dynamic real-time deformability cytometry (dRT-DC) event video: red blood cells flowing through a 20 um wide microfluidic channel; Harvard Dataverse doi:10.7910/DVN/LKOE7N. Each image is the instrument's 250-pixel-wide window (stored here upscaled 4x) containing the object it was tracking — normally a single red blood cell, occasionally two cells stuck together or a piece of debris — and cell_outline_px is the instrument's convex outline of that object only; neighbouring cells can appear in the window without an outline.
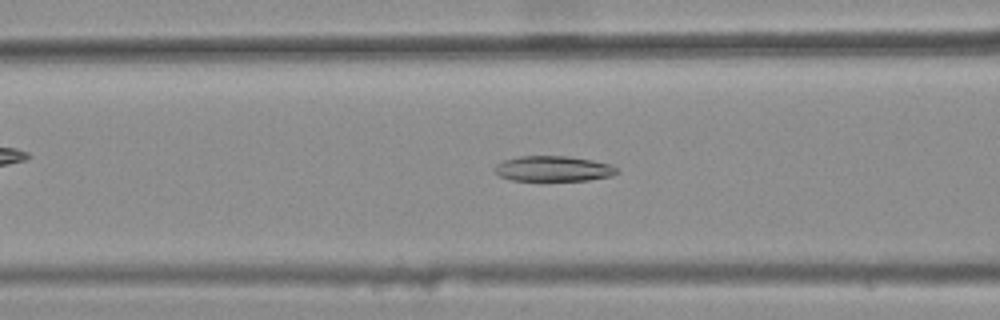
{"species": "common noctule bat (a hibernating species)", "species_latin": "Nyctalus noctula", "temperature_condition": "warm", "stored_images_in_passage": 40, "camera_frame_rate_fps": 3000, "um_per_image_px": 0.085, "animal": {"sex": "female", "body_mass_g": 25.1}, "frame": {"image": 1, "passage_image": 17, "time_ms": 5.333, "image_size_px": [1000, 320], "cell_outline_px": [[620, 172], [612, 176], [588, 180], [512, 180], [500, 176], [496, 172], [496, 164], [504, 160], [520, 156], [568, 156], [592, 160], [612, 164]], "centroid_in_image_um": [47.08, 14.33], "position_along_channel_um": 119.5, "area_um2": 17.98}}
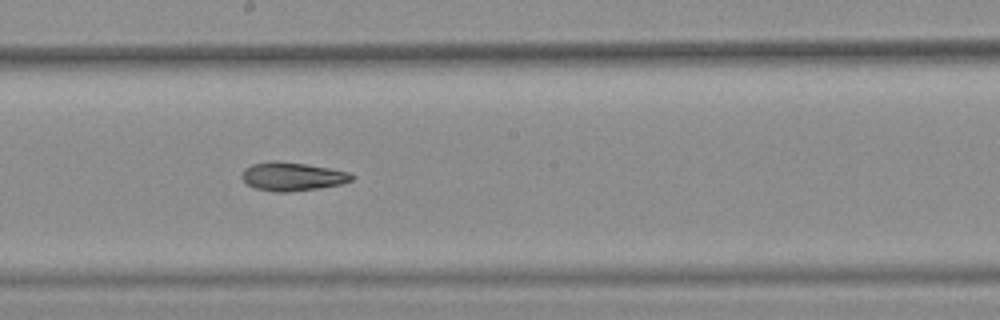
{"frame": {"image": 2, "passage_image": 25, "time_ms": 8.0, "image_size_px": [1000, 320], "cell_outline_px": [[356, 176], [352, 180], [340, 184], [320, 188], [288, 192], [276, 192], [256, 188], [248, 184], [240, 176], [244, 168], [252, 164], [272, 160], [304, 164], [352, 172]], "centroid_in_image_um": [24.86, 15.0], "position_along_channel_um": 223.3, "area_um2": 18.26}}
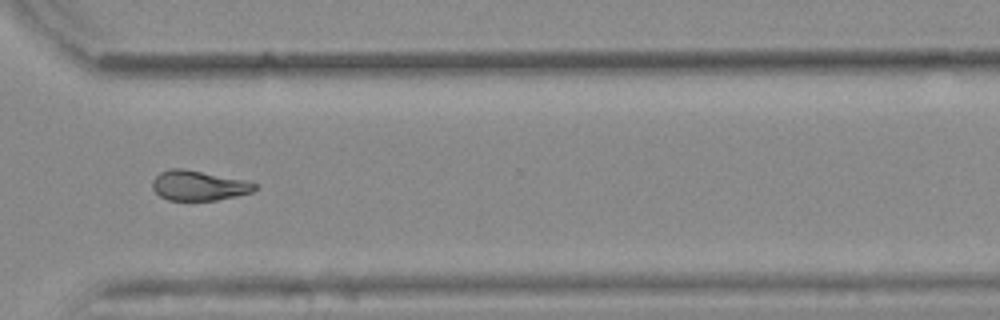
{"frame": {"image": 3, "passage_image": 35, "time_ms": 11.333, "image_size_px": [1000, 320], "cell_outline_px": [[256, 188], [252, 192], [216, 200], [168, 200], [160, 196], [152, 188], [152, 180], [160, 172], [172, 168], [184, 168], [248, 180], [256, 184]], "centroid_in_image_um": [16.88, 15.76], "position_along_channel_um": 353.7, "area_um2": 17.92}, "authors_computed_cell_mechanics": {"area_um2": 18.5249, "velocity_mm_per_s": 3.8966, "shape_relaxation_time_tau1_ms": null, "shape_relaxation_time_tau2_ms": 3.5253, "deformation_change_tau1": null, "deformation_change_tau2": 0.102}}